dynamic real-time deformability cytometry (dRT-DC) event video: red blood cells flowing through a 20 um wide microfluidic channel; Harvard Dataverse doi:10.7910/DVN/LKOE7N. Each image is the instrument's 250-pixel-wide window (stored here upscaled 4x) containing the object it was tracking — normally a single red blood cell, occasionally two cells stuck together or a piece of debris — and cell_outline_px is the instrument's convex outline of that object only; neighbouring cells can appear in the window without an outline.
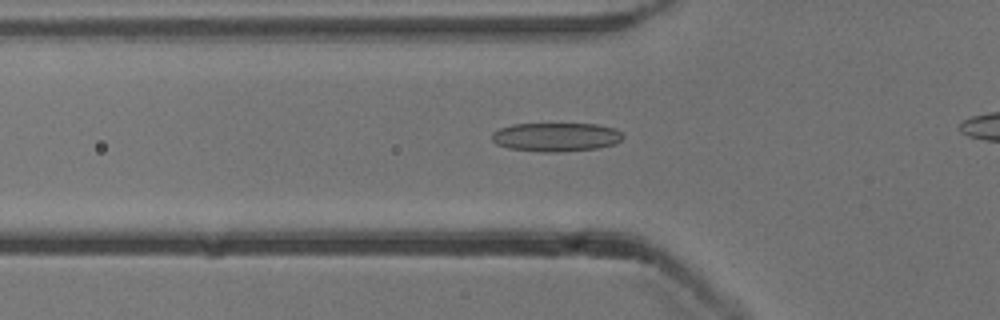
{"species": "common noctule bat (a hibernating species)", "species_latin": "Nyctalus noctula", "temperature_condition": "cold", "stored_images_in_passage": 42, "camera_frame_rate_fps": 3000, "um_per_image_px": 0.085, "animal": {"sex": "male", "body_mass_g": 13.3}, "frame": {"image": 1, "passage_image": 16, "time_ms": 5.0, "image_size_px": [1000, 320], "cell_outline_px": [[624, 136], [616, 144], [596, 148], [560, 152], [540, 152], [508, 148], [496, 144], [492, 140], [492, 132], [500, 128], [512, 124], [596, 124], [616, 128]], "centroid_in_image_um": [47.25, 11.65], "position_along_channel_um": 78.5, "area_um2": 22.08}}
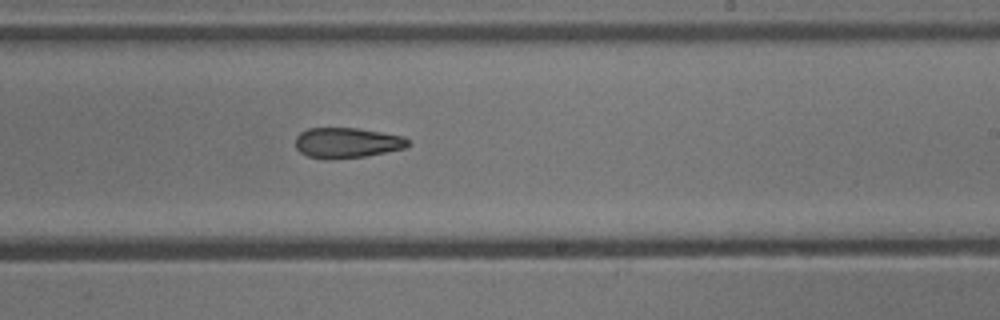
{"frame": {"image": 2, "passage_image": 30, "time_ms": 9.667, "image_size_px": [1000, 320], "cell_outline_px": [[408, 144], [404, 148], [364, 156], [308, 156], [300, 152], [296, 148], [296, 136], [300, 132], [308, 128], [356, 128], [404, 136], [408, 140]], "centroid_in_image_um": [29.49, 12.08], "position_along_channel_um": 259.5, "area_um2": 18.96}}
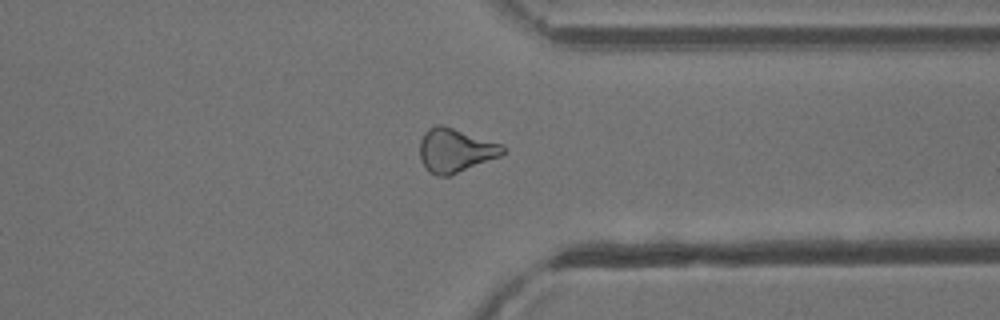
{"frame": {"image": 3, "passage_image": 39, "time_ms": 12.667, "image_size_px": [1000, 320], "cell_outline_px": [[504, 152], [500, 156], [448, 176], [436, 176], [420, 160], [420, 140], [424, 132], [428, 128], [436, 124], [440, 124], [504, 144]], "centroid_in_image_um": [38.7, 12.76], "position_along_channel_um": 372.7, "area_um2": 20.98}}